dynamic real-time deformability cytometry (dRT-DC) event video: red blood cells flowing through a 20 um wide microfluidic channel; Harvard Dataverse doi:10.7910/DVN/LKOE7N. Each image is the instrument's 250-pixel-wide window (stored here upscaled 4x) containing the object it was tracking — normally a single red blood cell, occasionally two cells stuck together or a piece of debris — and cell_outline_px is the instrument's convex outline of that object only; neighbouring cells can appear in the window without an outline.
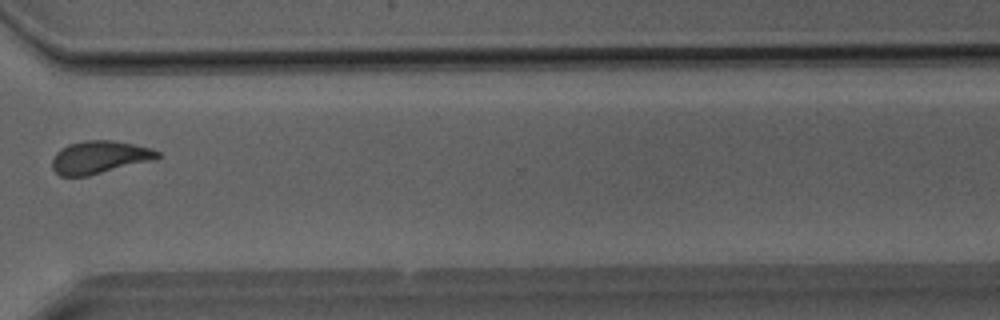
{"species": "Egyptian fruit bat (a non-hibernating species)", "species_latin": "Rousettus aegyptiacus", "temperature_condition": "room temperature", "stored_images_in_passage": 34, "camera_frame_rate_fps": 3000, "um_per_image_px": 0.085, "animal": {"sex": "male"}, "frame": {"image": 1, "passage_image": 28, "time_ms": 9.0, "image_size_px": [1000, 320], "cell_outline_px": [[160, 156], [156, 160], [88, 176], [60, 176], [52, 168], [52, 160], [56, 152], [60, 148], [68, 144], [84, 140], [112, 140], [152, 148], [160, 152]], "centroid_in_image_um": [8.47, 13.37], "position_along_channel_um": 362.1, "area_um2": 20.35}}
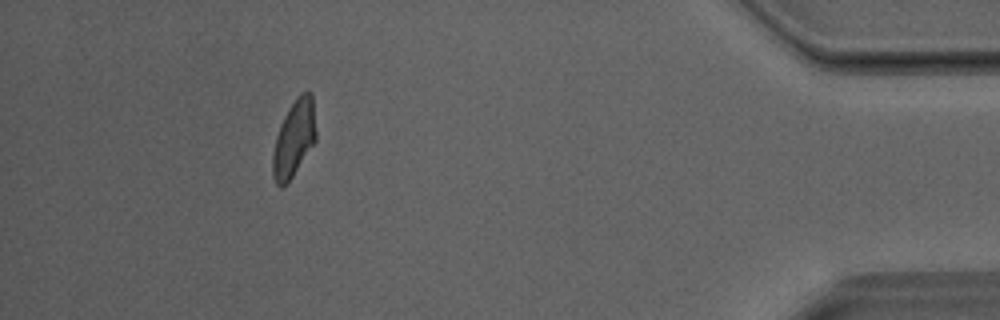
{"frame": {"image": 2, "passage_image": 34, "time_ms": 11.0, "image_size_px": [1000, 320], "cell_outline_px": [[316, 140], [292, 176], [280, 188], [276, 184], [272, 176], [272, 156], [276, 136], [280, 124], [288, 108], [296, 96], [300, 92], [312, 92], [316, 132]], "centroid_in_image_um": [24.98, 11.73], "position_along_channel_um": 410.2, "area_um2": 19.25}}